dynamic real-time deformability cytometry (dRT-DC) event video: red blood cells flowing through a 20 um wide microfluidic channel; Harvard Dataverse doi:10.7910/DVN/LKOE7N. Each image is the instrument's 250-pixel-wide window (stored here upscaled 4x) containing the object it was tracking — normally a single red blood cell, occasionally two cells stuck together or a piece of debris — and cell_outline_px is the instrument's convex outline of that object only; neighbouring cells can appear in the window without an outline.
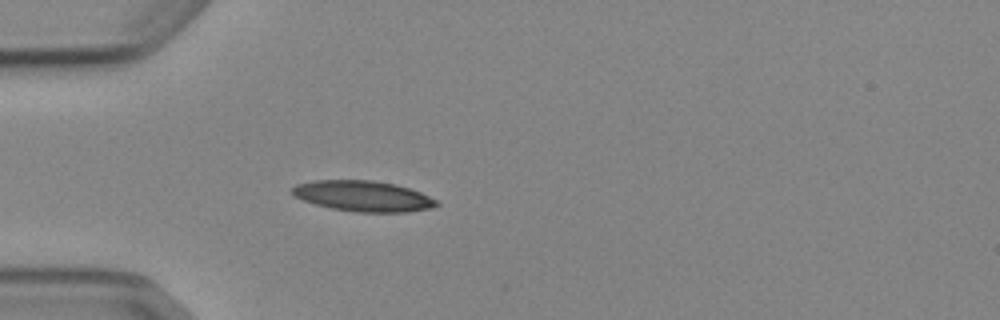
{"species": "Egyptian fruit bat (a non-hibernating species)", "species_latin": "Rousettus aegyptiacus", "temperature_condition": "cold", "stored_images_in_passage": 5, "camera_frame_rate_fps": 3000, "um_per_image_px": 0.085, "animal": {"sex": "female"}, "frame": {"image": 1, "passage_image": 5, "time_ms": 4.667, "image_size_px": [1000, 320], "cell_outline_px": [[440, 204], [432, 208], [404, 212], [356, 212], [332, 208], [316, 204], [292, 196], [292, 188], [296, 184], [312, 180], [372, 180], [396, 184], [420, 192], [440, 200]], "centroid_in_image_um": [30.89, 16.66], "position_along_channel_um": 54.1, "area_um2": 25.89}}